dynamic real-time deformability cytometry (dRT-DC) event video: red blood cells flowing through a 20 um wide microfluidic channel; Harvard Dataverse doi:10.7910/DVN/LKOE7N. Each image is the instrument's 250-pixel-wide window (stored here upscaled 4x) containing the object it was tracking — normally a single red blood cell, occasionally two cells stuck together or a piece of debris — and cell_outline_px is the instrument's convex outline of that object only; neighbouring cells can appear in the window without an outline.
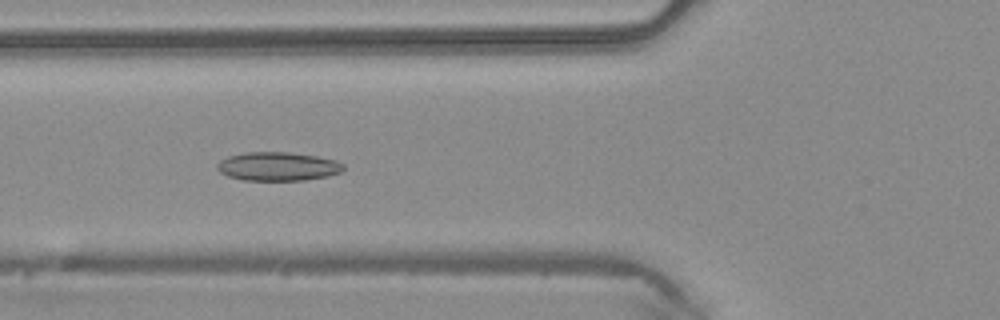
{"species": "common noctule bat (a hibernating species)", "species_latin": "Nyctalus noctula", "temperature_condition": "warm", "stored_images_in_passage": 47, "camera_frame_rate_fps": 3000, "um_per_image_px": 0.085, "animal": {"sex": "male", "body_mass_g": 20.4}, "frame": {"image": 1, "passage_image": 17, "time_ms": 5.333, "image_size_px": [1000, 320], "cell_outline_px": [[344, 168], [340, 172], [328, 176], [304, 180], [244, 180], [228, 176], [220, 172], [216, 168], [216, 164], [220, 160], [228, 156], [244, 152], [288, 152], [316, 156], [336, 160], [344, 164]], "centroid_in_image_um": [23.6, 14.14], "position_along_channel_um": 102.2, "area_um2": 21.15}}
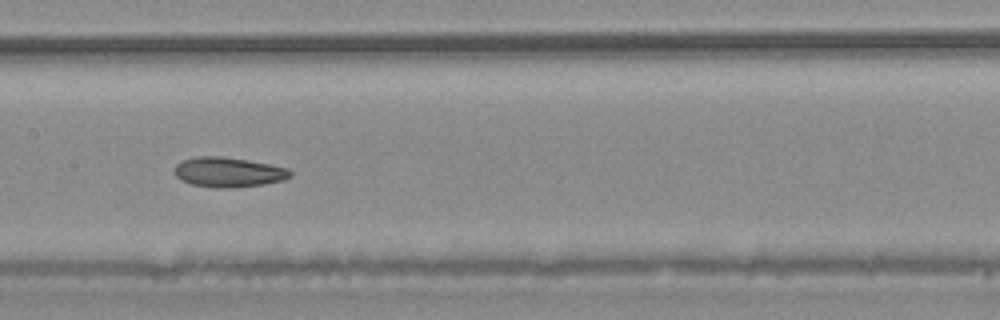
{"frame": {"image": 2, "passage_image": 23, "time_ms": 7.333, "image_size_px": [1000, 320], "cell_outline_px": [[292, 176], [280, 180], [264, 184], [220, 188], [192, 184], [180, 180], [172, 172], [176, 164], [180, 160], [196, 156], [220, 156], [248, 160], [288, 168], [292, 172]], "centroid_in_image_um": [19.35, 14.61], "position_along_channel_um": 188.1, "area_um2": 20.06}}
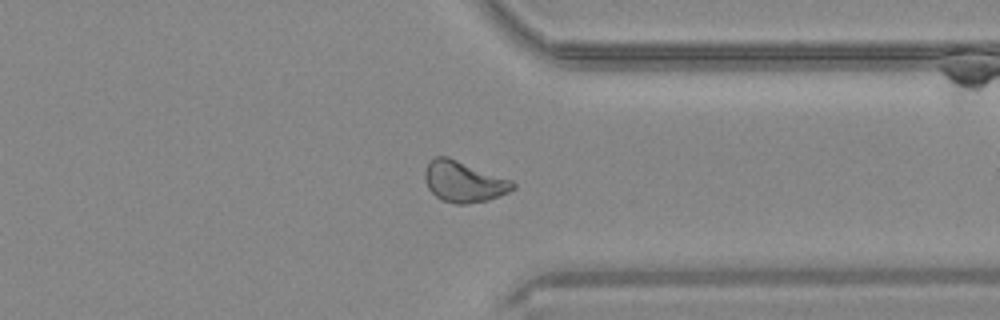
{"frame": {"image": 3, "passage_image": 36, "time_ms": 11.667, "image_size_px": [1000, 320], "cell_outline_px": [[516, 188], [508, 192], [488, 200], [464, 204], [456, 204], [440, 200], [428, 188], [424, 176], [424, 172], [428, 164], [436, 156], [448, 156], [512, 180], [516, 184]], "centroid_in_image_um": [39.43, 15.44], "position_along_channel_um": 372.0, "area_um2": 20.98}}